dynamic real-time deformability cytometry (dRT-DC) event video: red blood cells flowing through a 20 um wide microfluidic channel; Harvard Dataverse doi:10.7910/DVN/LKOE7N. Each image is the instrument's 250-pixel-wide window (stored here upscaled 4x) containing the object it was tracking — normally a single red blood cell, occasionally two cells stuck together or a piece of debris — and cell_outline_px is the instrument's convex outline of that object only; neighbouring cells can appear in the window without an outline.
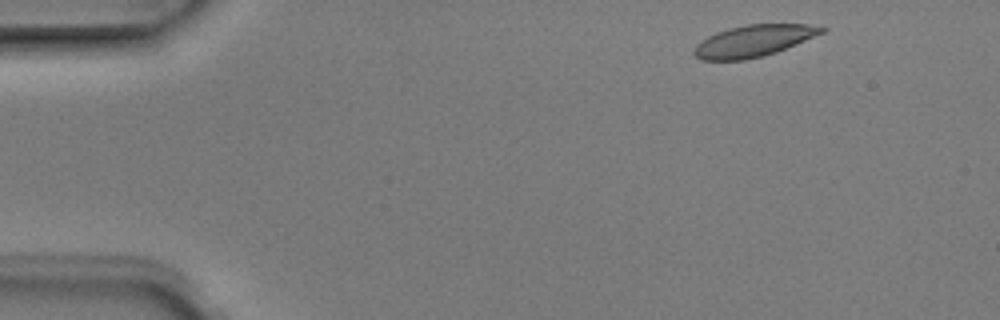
{"species": "Egyptian fruit bat (a non-hibernating species)", "species_latin": "Rousettus aegyptiacus", "temperature_condition": "room temperature", "stored_images_in_passage": 4, "camera_frame_rate_fps": 3000, "um_per_image_px": 0.085, "animal": {"sex": "male"}, "frame": {"image": 1, "passage_image": 1, "time_ms": 0.0, "image_size_px": [1000, 320], "cell_outline_px": [[828, 28], [824, 32], [796, 44], [776, 52], [744, 60], [700, 60], [692, 52], [696, 44], [708, 36], [716, 32], [728, 28], [748, 24], [808, 24]], "centroid_in_image_um": [64.03, 3.47], "position_along_channel_um": 21.0, "area_um2": 23.41}}
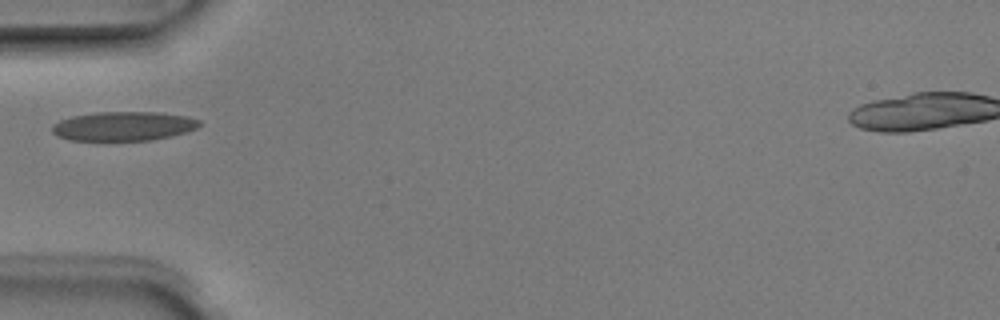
{"frame": {"image": 2, "passage_image": 4, "time_ms": 1.0, "image_size_px": [1000, 320], "cell_outline_px": [[200, 124], [196, 128], [172, 136], [152, 140], [68, 140], [56, 136], [52, 132], [52, 124], [60, 120], [72, 116], [96, 112], [160, 112], [188, 116], [200, 120]], "centroid_in_image_um": [10.48, 10.72], "position_along_channel_um": 74.5, "area_um2": 25.14}}